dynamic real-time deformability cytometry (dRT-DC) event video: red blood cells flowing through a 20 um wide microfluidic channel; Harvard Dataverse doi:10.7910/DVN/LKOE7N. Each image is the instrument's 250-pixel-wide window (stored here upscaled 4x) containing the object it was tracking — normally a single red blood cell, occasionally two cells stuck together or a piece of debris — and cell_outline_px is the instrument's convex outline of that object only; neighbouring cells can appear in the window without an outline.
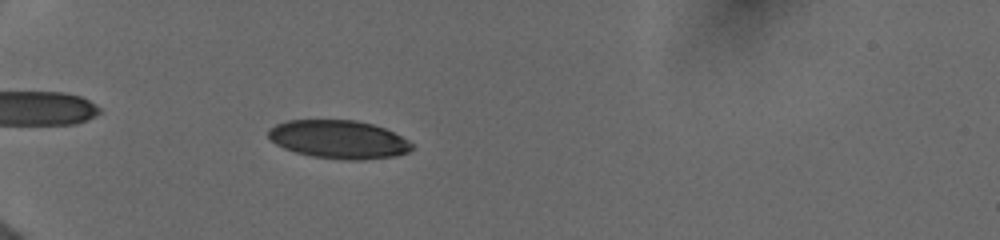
{"species": "human", "species_latin": "Homo sapiens", "temperature_condition": "cold", "stored_images_in_passage": 54, "camera_frame_rate_fps": 3000, "um_per_image_px": 0.085, "donor": {"sex": "female"}, "frame": {"image": 1, "passage_image": 9, "time_ms": 2.333, "image_size_px": [1000, 240], "cell_outline_px": [[412, 148], [408, 152], [396, 156], [360, 160], [344, 160], [312, 156], [296, 152], [284, 148], [276, 144], [268, 136], [268, 128], [276, 124], [288, 120], [356, 120], [372, 124], [384, 128], [408, 140], [412, 144]], "centroid_in_image_um": [28.77, 11.85], "position_along_channel_um": 56.2, "area_um2": 31.96}}
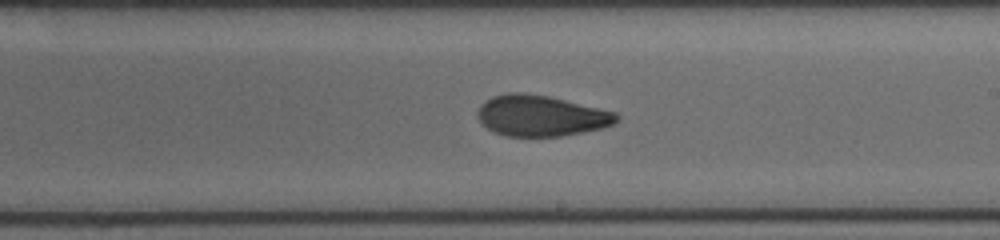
{"frame": {"image": 2, "passage_image": 30, "time_ms": 7.667, "image_size_px": [1000, 240], "cell_outline_px": [[620, 116], [612, 124], [604, 128], [560, 136], [508, 136], [492, 132], [476, 116], [476, 112], [488, 100], [496, 96], [508, 92], [520, 92], [548, 96], [616, 112]], "centroid_in_image_um": [46.0, 9.84], "position_along_channel_um": 243.0, "area_um2": 32.71}}
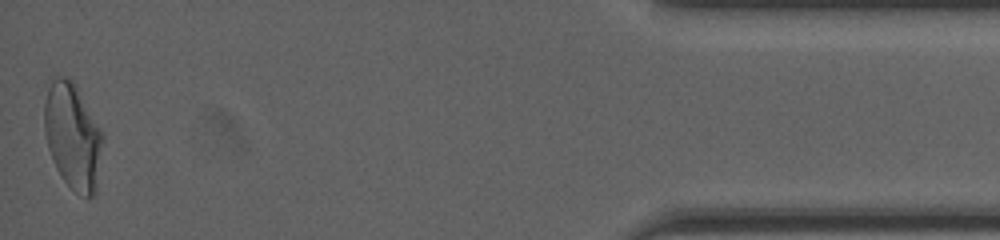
{"frame": {"image": 3, "passage_image": 53, "time_ms": 14.0, "image_size_px": [1000, 240], "cell_outline_px": [[104, 140], [96, 196], [80, 196], [64, 180], [56, 168], [48, 148], [44, 132], [44, 104], [48, 88], [52, 80], [56, 76], [68, 76], [72, 80], [100, 128], [104, 136]], "centroid_in_image_um": [6.2, 11.61], "position_along_channel_um": 429.0, "area_um2": 36.18}, "authors_computed_cell_mechanics": {"area_um2": 33.9575, "velocity_mm_per_s": 3.9925, "shape_relaxation_time_tau1_ms": 5.3892, "shape_relaxation_time_tau2_ms": 1.9043, "deformation_change_tau1": 0.1671, "deformation_change_tau2": 0.068}}